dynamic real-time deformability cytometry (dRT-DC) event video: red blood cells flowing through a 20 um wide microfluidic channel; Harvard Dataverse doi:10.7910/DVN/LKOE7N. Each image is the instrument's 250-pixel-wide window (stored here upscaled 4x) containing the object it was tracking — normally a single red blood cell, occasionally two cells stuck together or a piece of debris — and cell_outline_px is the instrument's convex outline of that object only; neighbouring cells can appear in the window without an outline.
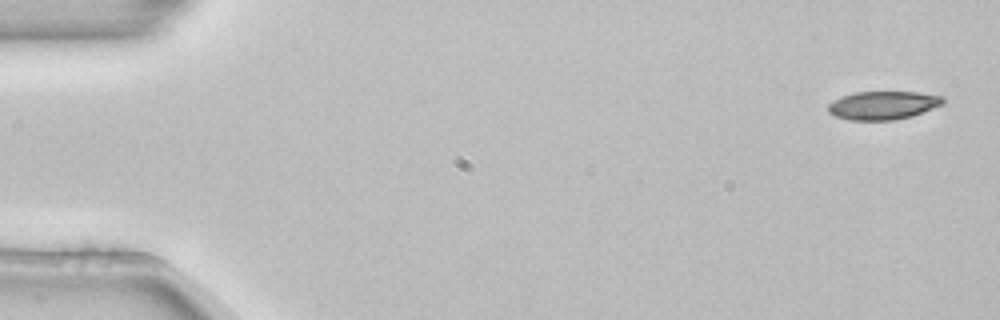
{"species": "common noctule bat (a hibernating species)", "species_latin": "Nyctalus noctula", "temperature_condition": "room temperature", "stored_images_in_passage": 6, "camera_frame_rate_fps": 3000, "um_per_image_px": 0.085, "animal": {"sex": "female", "body_mass_g": 22.7, "forearm_length_mm": 54.2}, "frame": {"image": 1, "passage_image": 1, "time_ms": 0.0, "image_size_px": [1000, 320], "cell_outline_px": [[944, 104], [912, 116], [896, 120], [848, 120], [836, 116], [828, 112], [828, 104], [832, 100], [840, 96], [856, 92], [920, 92], [944, 96]], "centroid_in_image_um": [75.06, 8.95], "position_along_channel_um": 9.9, "area_um2": 19.19}}
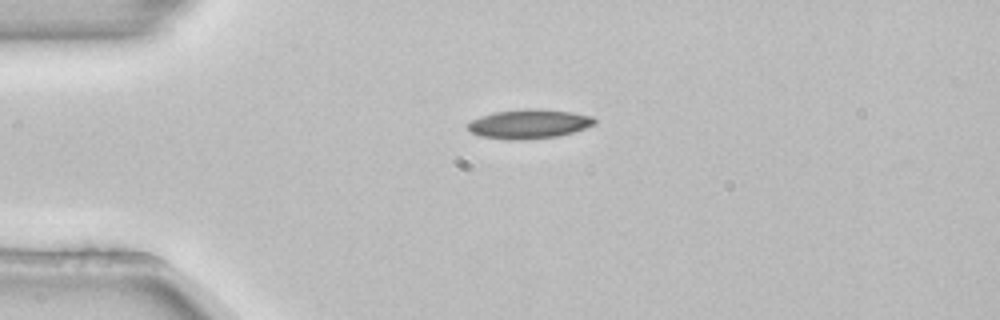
{"frame": {"image": 2, "passage_image": 4, "time_ms": 1.0, "image_size_px": [1000, 320], "cell_outline_px": [[596, 124], [572, 132], [556, 136], [516, 140], [508, 140], [480, 136], [472, 132], [468, 128], [468, 124], [472, 120], [480, 116], [496, 112], [528, 108], [540, 108], [572, 112], [592, 116], [596, 120]], "centroid_in_image_um": [44.98, 10.52], "position_along_channel_um": 40.0, "area_um2": 21.44}}
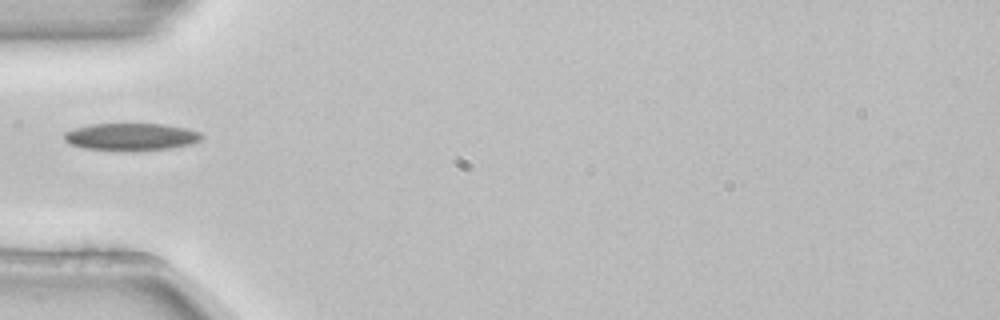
{"frame": {"image": 3, "passage_image": 5, "time_ms": 1.333, "image_size_px": [1000, 320], "cell_outline_px": [[204, 136], [200, 140], [188, 144], [172, 148], [124, 152], [84, 148], [68, 144], [64, 140], [64, 132], [88, 124], [164, 124], [188, 128], [200, 132]], "centroid_in_image_um": [11.12, 11.64], "position_along_channel_um": 73.9, "area_um2": 22.25}}